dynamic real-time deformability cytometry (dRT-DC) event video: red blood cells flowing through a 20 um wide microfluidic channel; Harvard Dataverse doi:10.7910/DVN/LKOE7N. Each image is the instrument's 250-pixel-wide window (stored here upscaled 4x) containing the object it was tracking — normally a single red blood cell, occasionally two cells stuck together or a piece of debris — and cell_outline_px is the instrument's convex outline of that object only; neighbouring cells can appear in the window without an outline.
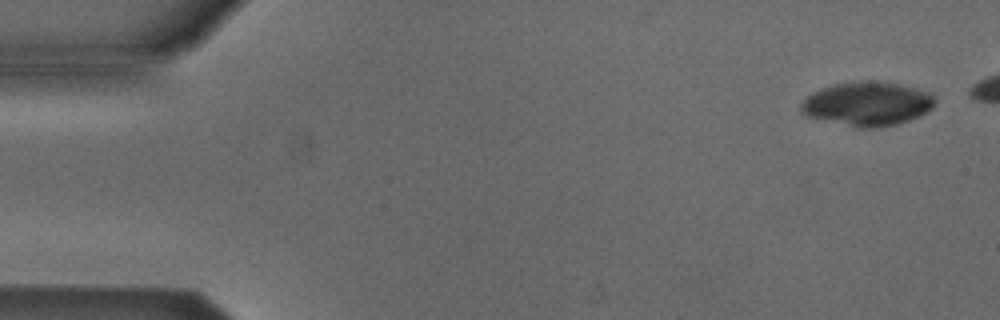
{"species": "Egyptian fruit bat (a non-hibernating species)", "species_latin": "Rousettus aegyptiacus", "temperature_condition": "cold", "stored_images_in_passage": 5, "camera_frame_rate_fps": 3000, "um_per_image_px": 0.085, "animal": {"sex": "male"}, "frame": {"image": 1, "passage_image": 1, "time_ms": 0.0, "image_size_px": [1000, 320], "cell_outline_px": [[936, 100], [932, 108], [920, 116], [896, 124], [876, 128], [856, 128], [804, 116], [800, 112], [800, 104], [804, 96], [820, 88], [832, 84], [896, 84], [932, 92]], "centroid_in_image_um": [73.67, 8.88], "position_along_channel_um": 11.3, "area_um2": 33.87}}